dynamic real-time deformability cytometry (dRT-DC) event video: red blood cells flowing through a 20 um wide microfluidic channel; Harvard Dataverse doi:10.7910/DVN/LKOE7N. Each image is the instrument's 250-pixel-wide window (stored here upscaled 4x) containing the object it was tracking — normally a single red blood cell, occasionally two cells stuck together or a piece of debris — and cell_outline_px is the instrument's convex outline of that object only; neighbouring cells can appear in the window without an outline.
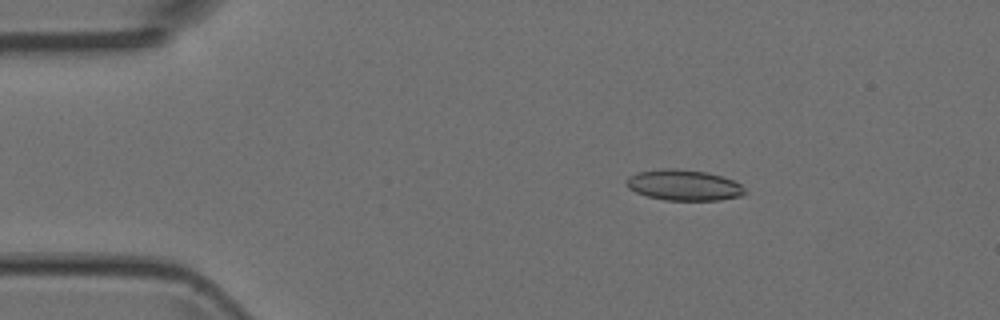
{"species": "Egyptian fruit bat (a non-hibernating species)", "species_latin": "Rousettus aegyptiacus", "temperature_condition": "room temperature", "stored_images_in_passage": 5, "camera_frame_rate_fps": 3000, "um_per_image_px": 0.085, "animal": {"sex": "female"}, "frame": {"image": 1, "passage_image": 3, "time_ms": 2.333, "image_size_px": [1000, 320], "cell_outline_px": [[748, 192], [740, 196], [720, 200], [664, 200], [648, 196], [636, 192], [628, 188], [628, 176], [636, 172], [660, 168], [676, 168], [708, 172], [732, 180], [740, 184]], "centroid_in_image_um": [58.13, 15.73], "position_along_channel_um": 26.9, "area_um2": 21.27}}
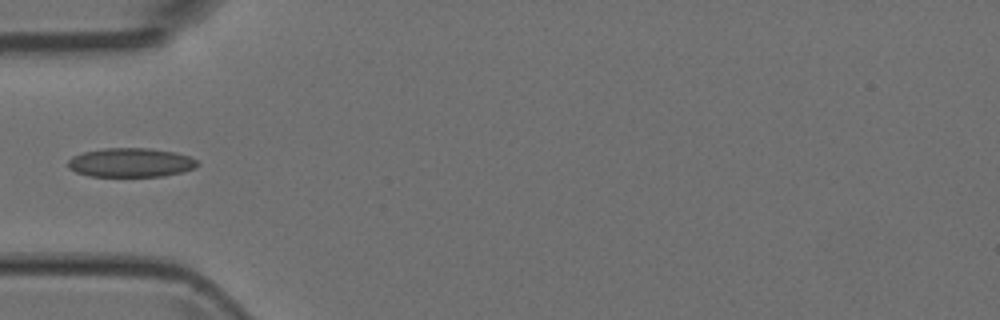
{"frame": {"image": 2, "passage_image": 5, "time_ms": 5.0, "image_size_px": [1000, 320], "cell_outline_px": [[200, 164], [196, 168], [184, 172], [164, 176], [88, 176], [76, 172], [68, 168], [68, 160], [72, 156], [84, 152], [104, 148], [148, 148], [176, 152], [188, 156], [196, 160]], "centroid_in_image_um": [11.13, 13.82], "position_along_channel_um": 73.9, "area_um2": 22.08}}